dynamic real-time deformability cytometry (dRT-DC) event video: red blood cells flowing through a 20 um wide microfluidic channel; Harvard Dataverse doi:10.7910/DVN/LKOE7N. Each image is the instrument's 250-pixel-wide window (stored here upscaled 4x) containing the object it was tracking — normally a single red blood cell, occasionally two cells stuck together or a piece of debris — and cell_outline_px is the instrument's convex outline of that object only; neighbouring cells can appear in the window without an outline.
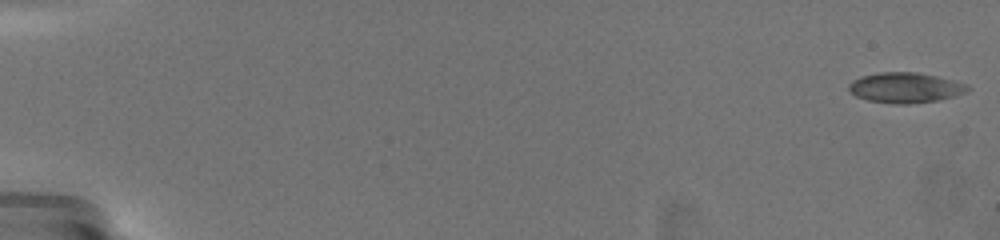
{"species": "common noctule bat (a hibernating species)", "species_latin": "Nyctalus noctula", "temperature_condition": "warm", "stored_images_in_passage": 55, "camera_frame_rate_fps": 3000, "um_per_image_px": 0.085, "animal": {"sex": "female", "body_mass_g": 19.5, "forearm_length_mm": 54.1}, "frame": {"image": 1, "passage_image": 1, "time_ms": 0.0, "image_size_px": [1000, 240], "cell_outline_px": [[972, 88], [968, 92], [936, 100], [908, 104], [892, 104], [868, 100], [856, 96], [848, 92], [848, 84], [852, 80], [860, 76], [880, 72], [916, 72], [936, 76], [968, 84]], "centroid_in_image_um": [76.92, 7.45], "position_along_channel_um": 8.1, "area_um2": 21.1}}
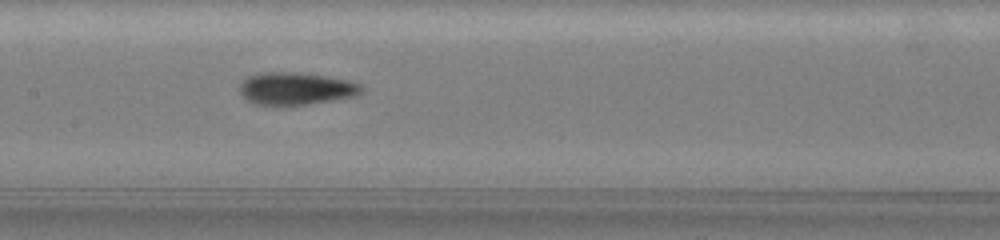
{"frame": {"image": 2, "passage_image": 28, "time_ms": 10.333, "image_size_px": [1000, 240], "cell_outline_px": [[364, 88], [356, 96], [308, 104], [252, 104], [240, 92], [240, 84], [248, 76], [264, 72], [296, 72], [324, 76], [348, 80], [360, 84]], "centroid_in_image_um": [25.16, 7.52], "position_along_channel_um": 182.2, "area_um2": 22.66}}
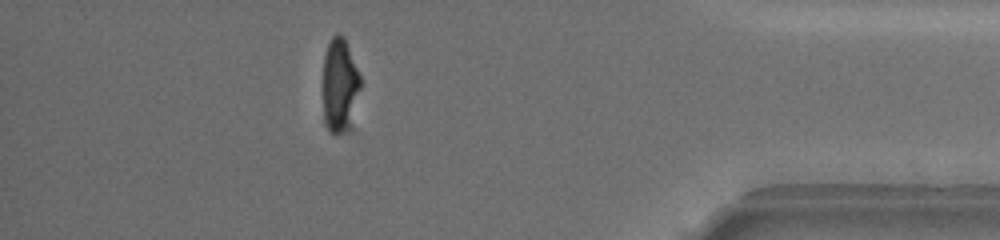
{"frame": {"image": 3, "passage_image": 49, "time_ms": 17.667, "image_size_px": [1000, 240], "cell_outline_px": [[364, 84], [340, 132], [332, 132], [328, 128], [324, 120], [324, 56], [328, 44], [332, 36], [336, 32], [344, 36]], "centroid_in_image_um": [28.88, 7.04], "position_along_channel_um": 406.3, "area_um2": 19.48}, "authors_computed_cell_mechanics": {"area_um2": 21.2126, "velocity_mm_per_s": 3.5526, "shape_relaxation_time_tau1_ms": 8.9591, "shape_relaxation_time_tau2_ms": 2.4168, "deformation_change_tau1": 0.2455, "deformation_change_tau2": 0.0816}}